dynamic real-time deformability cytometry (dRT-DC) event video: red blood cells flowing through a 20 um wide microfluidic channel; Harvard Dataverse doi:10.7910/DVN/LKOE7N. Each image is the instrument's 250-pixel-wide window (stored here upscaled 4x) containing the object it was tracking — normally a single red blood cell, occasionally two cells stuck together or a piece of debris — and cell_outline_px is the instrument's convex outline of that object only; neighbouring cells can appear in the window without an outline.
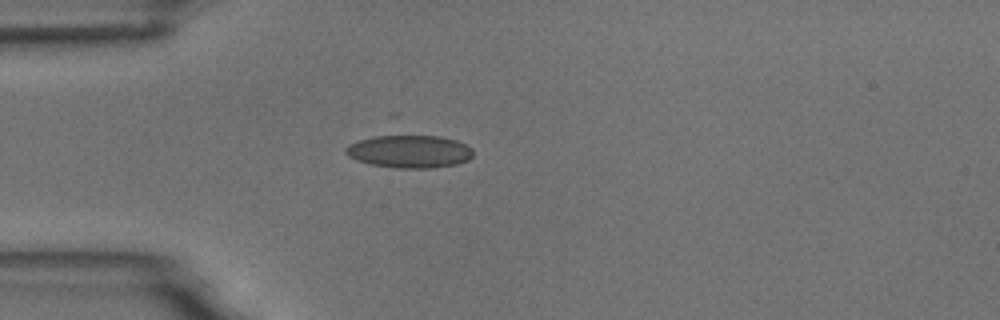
{"species": "common noctule bat (a hibernating species)", "species_latin": "Nyctalus noctula", "temperature_condition": "room temperature", "stored_images_in_passage": 6, "camera_frame_rate_fps": 3000, "um_per_image_px": 0.085, "animal": {"sex": "male", "body_mass_g": 18.8}, "frame": {"image": 1, "passage_image": 4, "time_ms": 4.333, "image_size_px": [1000, 320], "cell_outline_px": [[472, 156], [468, 160], [456, 164], [432, 168], [396, 168], [372, 164], [356, 160], [348, 156], [344, 152], [344, 148], [348, 144], [372, 136], [388, 132], [396, 132], [440, 136], [456, 140], [472, 148]], "centroid_in_image_um": [34.75, 12.81], "position_along_channel_um": 50.2, "area_um2": 25.37}}
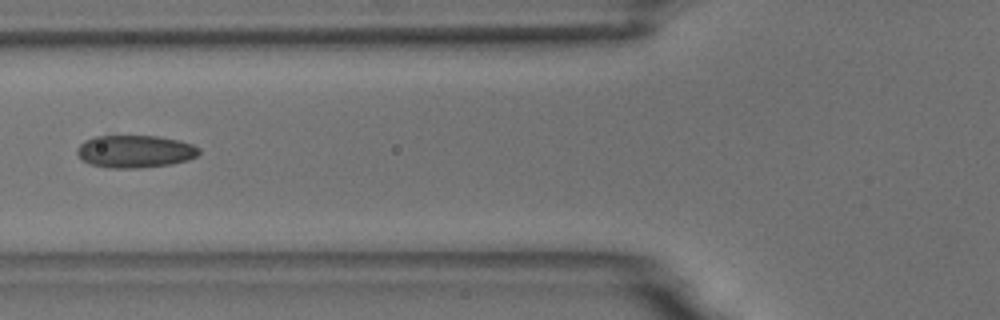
{"frame": {"image": 2, "passage_image": 6, "time_ms": 6.333, "image_size_px": [1000, 320], "cell_outline_px": [[200, 152], [196, 156], [188, 160], [172, 164], [140, 168], [108, 168], [92, 164], [84, 160], [76, 152], [76, 148], [84, 140], [96, 136], [156, 136], [180, 140], [192, 144], [200, 148]], "centroid_in_image_um": [11.5, 12.87], "position_along_channel_um": 114.3, "area_um2": 23.18}}